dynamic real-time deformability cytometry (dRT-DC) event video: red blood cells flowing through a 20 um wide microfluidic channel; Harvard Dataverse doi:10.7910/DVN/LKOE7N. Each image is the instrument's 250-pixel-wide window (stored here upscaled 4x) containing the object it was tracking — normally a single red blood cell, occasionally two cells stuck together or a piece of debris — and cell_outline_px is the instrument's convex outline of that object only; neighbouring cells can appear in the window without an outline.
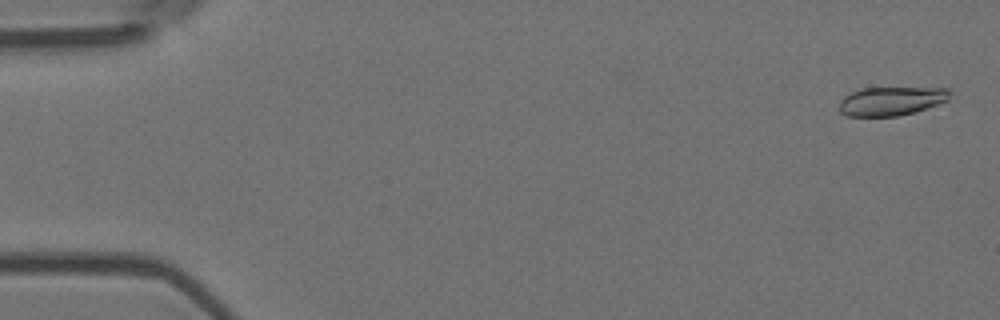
{"species": "Egyptian fruit bat (a non-hibernating species)", "species_latin": "Rousettus aegyptiacus", "temperature_condition": "room temperature", "stored_images_in_passage": 3, "camera_frame_rate_fps": 3000, "um_per_image_px": 0.085, "animal": {"sex": "female"}, "frame": {"image": 1, "passage_image": 1, "time_ms": 0.0, "image_size_px": [1000, 320], "cell_outline_px": [[952, 92], [948, 100], [940, 104], [912, 112], [896, 116], [848, 116], [840, 112], [840, 100], [844, 96], [860, 88], [948, 88]], "centroid_in_image_um": [75.77, 8.58], "position_along_channel_um": 9.2, "area_um2": 18.5}}